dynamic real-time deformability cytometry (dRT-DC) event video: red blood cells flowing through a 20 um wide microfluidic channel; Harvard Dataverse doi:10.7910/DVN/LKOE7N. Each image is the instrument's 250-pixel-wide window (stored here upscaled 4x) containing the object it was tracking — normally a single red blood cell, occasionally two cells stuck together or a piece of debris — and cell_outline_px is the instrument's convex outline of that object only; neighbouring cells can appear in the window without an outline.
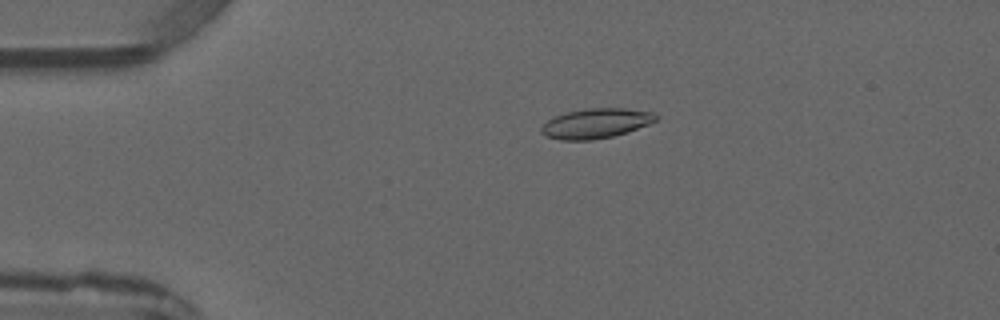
{"species": "common noctule bat (a hibernating species)", "species_latin": "Nyctalus noctula", "temperature_condition": "warm", "stored_images_in_passage": 3, "camera_frame_rate_fps": 3000, "um_per_image_px": 0.085, "animal": {"sex": "male", "forearm_length_mm": 52.5}, "frame": {"image": 1, "passage_image": 2, "time_ms": 2.0, "image_size_px": [1000, 320], "cell_outline_px": [[660, 116], [656, 120], [648, 124], [628, 132], [612, 136], [592, 140], [560, 140], [544, 136], [540, 132], [540, 128], [552, 116], [584, 108], [624, 108], [652, 112]], "centroid_in_image_um": [50.62, 10.48], "position_along_channel_um": 34.4, "area_um2": 20.06}}